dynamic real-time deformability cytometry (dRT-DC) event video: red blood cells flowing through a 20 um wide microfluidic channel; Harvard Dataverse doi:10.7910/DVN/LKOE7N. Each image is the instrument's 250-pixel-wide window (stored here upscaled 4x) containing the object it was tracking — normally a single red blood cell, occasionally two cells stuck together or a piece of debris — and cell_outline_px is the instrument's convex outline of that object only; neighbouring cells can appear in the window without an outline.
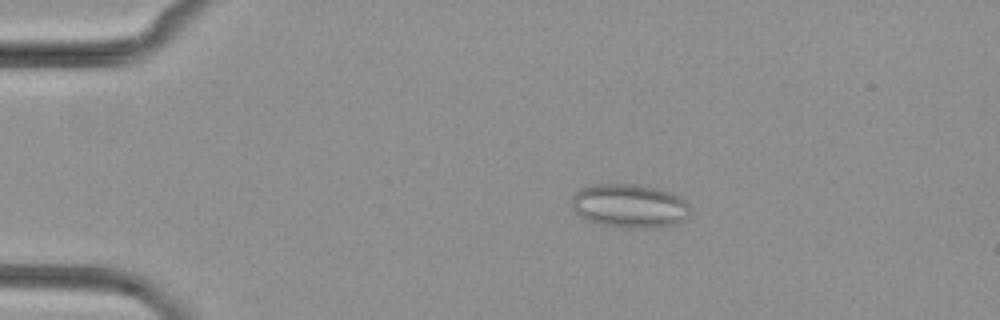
{"species": "common noctule bat (a hibernating species)", "species_latin": "Nyctalus noctula", "temperature_condition": "cold", "stored_images_in_passage": 4, "camera_frame_rate_fps": 3000, "um_per_image_px": 0.085, "animal": {"sex": "female", "body_mass_g": 29.2, "forearm_length_mm": 56.3}, "frame": {"image": 1, "passage_image": 2, "time_ms": 1.667, "image_size_px": [1000, 320], "cell_outline_px": [[692, 208], [688, 216], [684, 220], [672, 224], [640, 228], [632, 228], [600, 224], [588, 220], [580, 216], [572, 208], [572, 196], [580, 188], [596, 184], [636, 184], [656, 188], [672, 192], [680, 196]], "centroid_in_image_um": [53.52, 17.48], "position_along_channel_um": 31.5, "area_um2": 30.11}}